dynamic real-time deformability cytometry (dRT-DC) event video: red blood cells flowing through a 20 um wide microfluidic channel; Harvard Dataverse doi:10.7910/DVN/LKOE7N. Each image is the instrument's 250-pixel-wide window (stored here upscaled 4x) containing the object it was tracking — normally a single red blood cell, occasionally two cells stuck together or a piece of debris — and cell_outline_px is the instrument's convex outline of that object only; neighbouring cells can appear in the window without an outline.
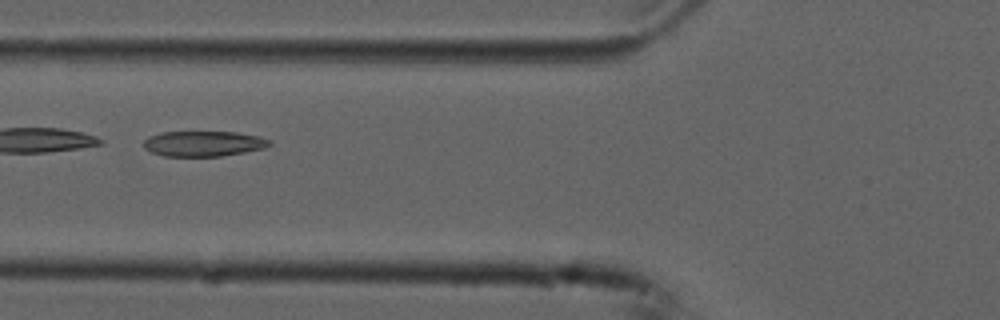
{"species": "common noctule bat (a hibernating species)", "species_latin": "Nyctalus noctula", "temperature_condition": "cold", "stored_images_in_passage": 7, "camera_frame_rate_fps": 3000, "um_per_image_px": 0.085, "animal": {"sex": "male", "forearm_length_mm": 52.5}, "frame": {"image": 1, "passage_image": 6, "time_ms": 1.667, "image_size_px": [1000, 320], "cell_outline_px": [[272, 144], [264, 148], [244, 152], [220, 156], [164, 156], [152, 152], [144, 148], [144, 140], [148, 136], [160, 132], [236, 132], [256, 136], [272, 140]], "centroid_in_image_um": [17.28, 12.2], "position_along_channel_um": 108.5, "area_um2": 18.55}}